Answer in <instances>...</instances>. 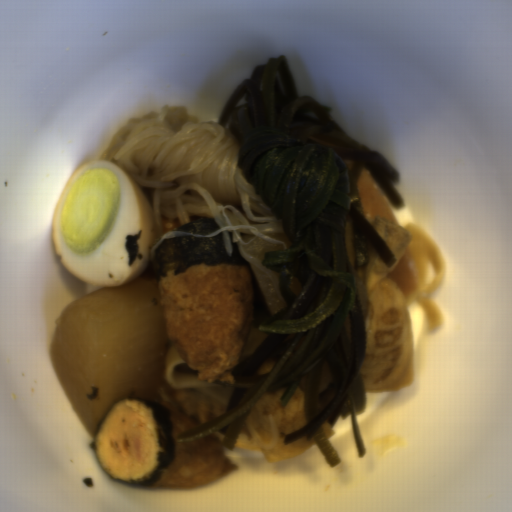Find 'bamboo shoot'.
<instances>
[{
    "label": "bamboo shoot",
    "mask_w": 512,
    "mask_h": 512,
    "mask_svg": "<svg viewBox=\"0 0 512 512\" xmlns=\"http://www.w3.org/2000/svg\"><path fill=\"white\" fill-rule=\"evenodd\" d=\"M262 234H266L272 238L283 241L286 244L287 249L293 244V242L286 236L285 232H267Z\"/></svg>",
    "instance_id": "3"
},
{
    "label": "bamboo shoot",
    "mask_w": 512,
    "mask_h": 512,
    "mask_svg": "<svg viewBox=\"0 0 512 512\" xmlns=\"http://www.w3.org/2000/svg\"><path fill=\"white\" fill-rule=\"evenodd\" d=\"M238 232V231H237ZM242 240L247 244L243 245L249 255L263 263L265 252L285 250L282 244H273L265 241L256 235L238 232Z\"/></svg>",
    "instance_id": "2"
},
{
    "label": "bamboo shoot",
    "mask_w": 512,
    "mask_h": 512,
    "mask_svg": "<svg viewBox=\"0 0 512 512\" xmlns=\"http://www.w3.org/2000/svg\"><path fill=\"white\" fill-rule=\"evenodd\" d=\"M248 264L254 274L259 290L271 316L287 307V303L285 305L280 299L270 276L249 260Z\"/></svg>",
    "instance_id": "1"
}]
</instances>
